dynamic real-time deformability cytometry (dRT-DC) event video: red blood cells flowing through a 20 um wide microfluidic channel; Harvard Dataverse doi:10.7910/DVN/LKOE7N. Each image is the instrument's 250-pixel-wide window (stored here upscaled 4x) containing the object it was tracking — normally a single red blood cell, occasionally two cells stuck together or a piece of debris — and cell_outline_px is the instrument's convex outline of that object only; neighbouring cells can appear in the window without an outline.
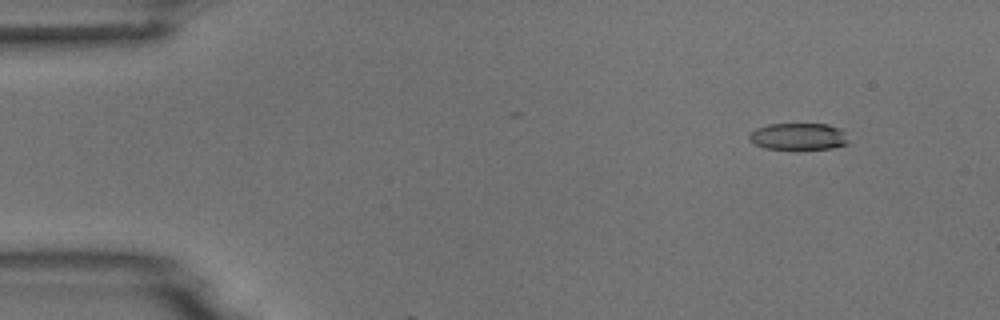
{"species": "common noctule bat (a hibernating species)", "species_latin": "Nyctalus noctula", "temperature_condition": "room temperature", "stored_images_in_passage": 5, "camera_frame_rate_fps": 3000, "um_per_image_px": 0.085, "animal": {"sex": "male", "body_mass_g": 18.8}, "frame": {"image": 1, "passage_image": 2, "time_ms": 1.0, "image_size_px": [1000, 320], "cell_outline_px": [[848, 140], [844, 144], [832, 148], [764, 148], [748, 140], [748, 136], [756, 128], [768, 124], [828, 124], [840, 128], [844, 132]], "centroid_in_image_um": [67.84, 11.58], "position_along_channel_um": 17.2, "area_um2": 15.2}}